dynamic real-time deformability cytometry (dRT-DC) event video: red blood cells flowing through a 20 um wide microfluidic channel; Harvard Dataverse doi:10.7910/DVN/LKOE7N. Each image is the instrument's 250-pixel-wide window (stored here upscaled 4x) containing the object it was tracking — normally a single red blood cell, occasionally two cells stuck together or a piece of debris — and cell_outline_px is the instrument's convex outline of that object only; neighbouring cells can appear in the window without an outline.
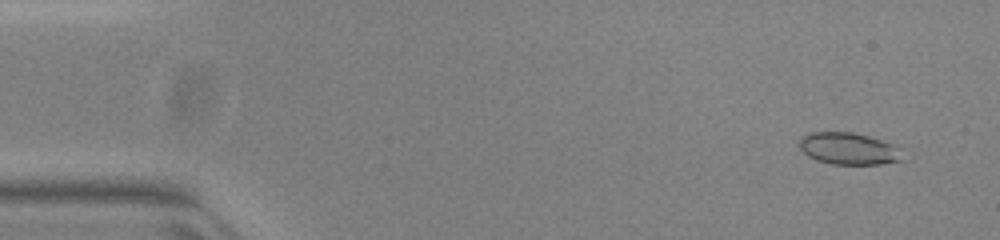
{"species": "common noctule bat (a hibernating species)", "species_latin": "Nyctalus noctula", "temperature_condition": "warm", "stored_images_in_passage": 53, "camera_frame_rate_fps": 3000, "um_per_image_px": 0.085, "animal": {"sex": "female", "body_mass_g": 23.0, "forearm_length_mm": 53.4}, "frame": {"image": 1, "passage_image": 4, "time_ms": 1.0, "image_size_px": [1000, 240], "cell_outline_px": [[900, 160], [880, 164], [832, 164], [816, 160], [808, 156], [800, 148], [800, 136], [812, 132], [852, 132], [868, 136], [892, 144], [896, 148]], "centroid_in_image_um": [72.03, 12.62], "position_along_channel_um": 13.0, "area_um2": 18.73}}
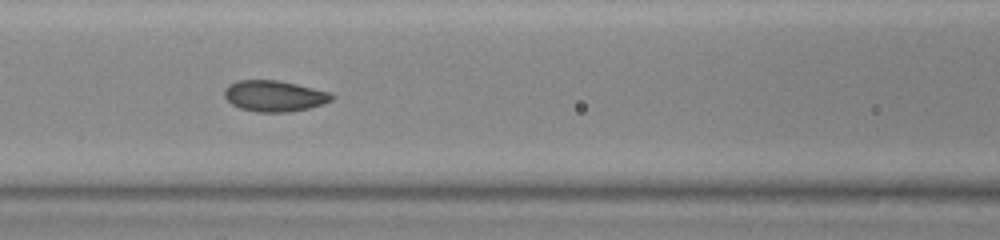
{"frame": {"image": 2, "passage_image": 23, "time_ms": 7.333, "image_size_px": [1000, 240], "cell_outline_px": [[336, 96], [332, 100], [308, 108], [288, 112], [256, 112], [240, 108], [232, 104], [224, 96], [224, 92], [228, 84], [240, 80], [276, 80], [296, 84], [328, 92]], "centroid_in_image_um": [23.29, 8.16], "position_along_channel_um": 143.3, "area_um2": 19.19}}
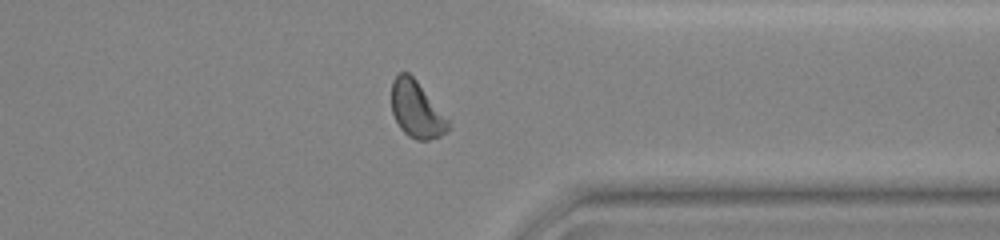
{"frame": {"image": 3, "passage_image": 41, "time_ms": 13.333, "image_size_px": [1000, 240], "cell_outline_px": [[448, 132], [440, 136], [428, 140], [416, 140], [408, 136], [400, 128], [392, 112], [392, 80], [400, 72], [408, 72], [416, 80], [448, 120]], "centroid_in_image_um": [35.38, 9.32], "position_along_channel_um": 376.0, "area_um2": 18.32}, "authors_computed_cell_mechanics": {"area_um2": 19.0162, "velocity_mm_per_s": 3.9695, "shape_relaxation_time_tau1_ms": 4.9972, "shape_relaxation_time_tau2_ms": 0.8887, "deformation_change_tau1": 0.1315, "deformation_change_tau2": 0.0418}}